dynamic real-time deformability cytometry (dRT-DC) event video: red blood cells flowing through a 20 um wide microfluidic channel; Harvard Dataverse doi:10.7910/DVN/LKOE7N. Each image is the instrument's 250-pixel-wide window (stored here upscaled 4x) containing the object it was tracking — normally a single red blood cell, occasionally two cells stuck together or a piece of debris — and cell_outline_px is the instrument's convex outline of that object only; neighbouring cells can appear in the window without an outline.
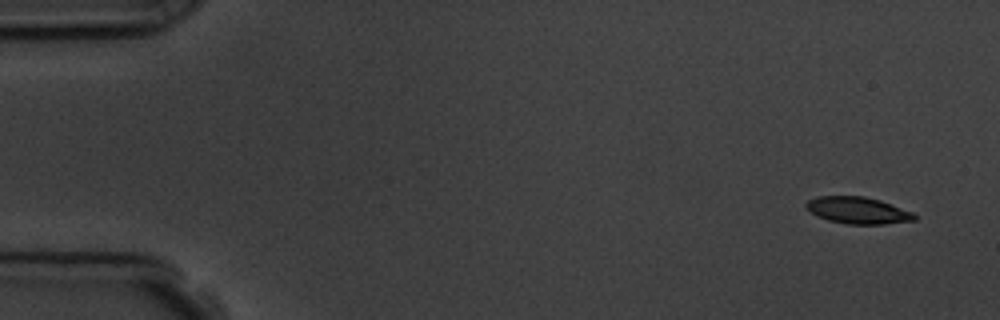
{"species": "common noctule bat (a hibernating species)", "species_latin": "Nyctalus noctula", "temperature_condition": "room temperature", "stored_images_in_passage": 4, "camera_frame_rate_fps": 3000, "um_per_image_px": 0.085, "animal": {"sex": "male", "body_mass_g": 19.5, "forearm_length_mm": 54.6}, "frame": {"image": 1, "passage_image": 1, "time_ms": 0.0, "image_size_px": [1000, 320], "cell_outline_px": [[916, 220], [884, 224], [848, 224], [828, 220], [816, 216], [804, 208], [804, 204], [808, 200], [816, 196], [864, 196], [880, 200], [912, 212], [916, 216]], "centroid_in_image_um": [72.86, 17.88], "position_along_channel_um": 12.1, "area_um2": 16.99}}
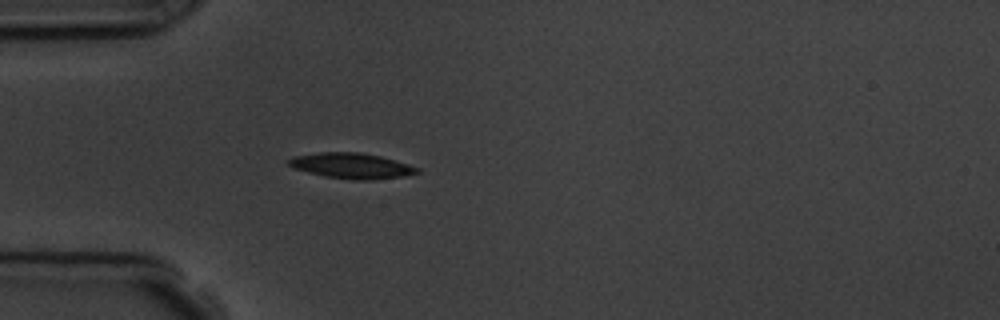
{"frame": {"image": 2, "passage_image": 4, "time_ms": 4.333, "image_size_px": [1000, 320], "cell_outline_px": [[420, 172], [404, 176], [368, 180], [356, 180], [324, 176], [292, 168], [284, 160], [292, 156], [320, 152], [360, 152], [380, 156], [408, 164], [420, 168]], "centroid_in_image_um": [29.83, 14.08], "position_along_channel_um": 55.2, "area_um2": 19.19}}